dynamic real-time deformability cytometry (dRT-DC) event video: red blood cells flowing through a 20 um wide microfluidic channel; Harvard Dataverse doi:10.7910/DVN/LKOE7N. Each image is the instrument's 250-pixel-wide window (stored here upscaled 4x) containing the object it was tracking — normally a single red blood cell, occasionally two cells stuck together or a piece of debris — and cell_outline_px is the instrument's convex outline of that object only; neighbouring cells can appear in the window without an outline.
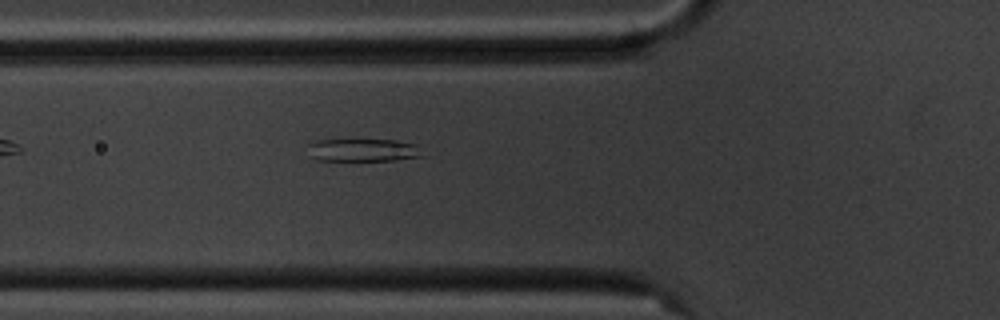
{"species": "common noctule bat (a hibernating species)", "species_latin": "Nyctalus noctula", "temperature_condition": "cold", "stored_images_in_passage": 38, "camera_frame_rate_fps": 3000, "um_per_image_px": 0.085, "animal": {"sex": "male", "body_mass_g": 20.1, "forearm_length_mm": 53.5}, "frame": {"image": 1, "passage_image": 3, "time_ms": 0.667, "image_size_px": [1000, 320], "cell_outline_px": [[428, 156], [392, 160], [316, 160], [308, 156], [308, 144], [320, 140], [396, 140], [416, 144]], "centroid_in_image_um": [30.9, 12.76], "position_along_channel_um": 94.9, "area_um2": 15.37}}
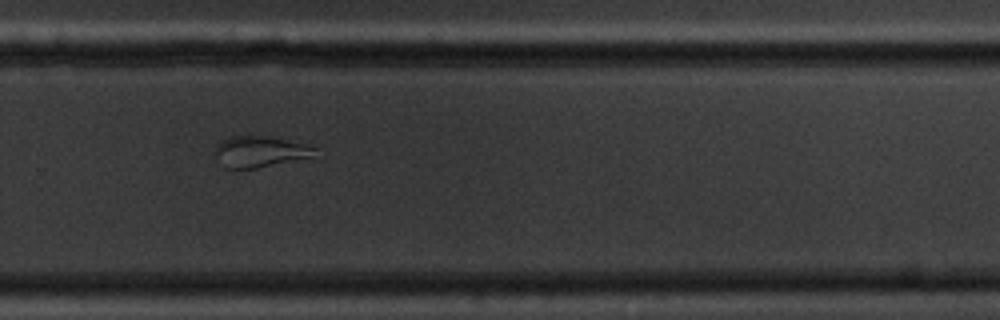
{"frame": {"image": 2, "passage_image": 21, "time_ms": 6.667, "image_size_px": [1000, 320], "cell_outline_px": [[316, 148], [312, 156], [256, 168], [224, 168], [212, 152], [216, 144], [220, 140], [232, 136], [248, 132], [252, 132], [304, 144]], "centroid_in_image_um": [21.95, 12.83], "position_along_channel_um": 307.8, "area_um2": 18.5}}
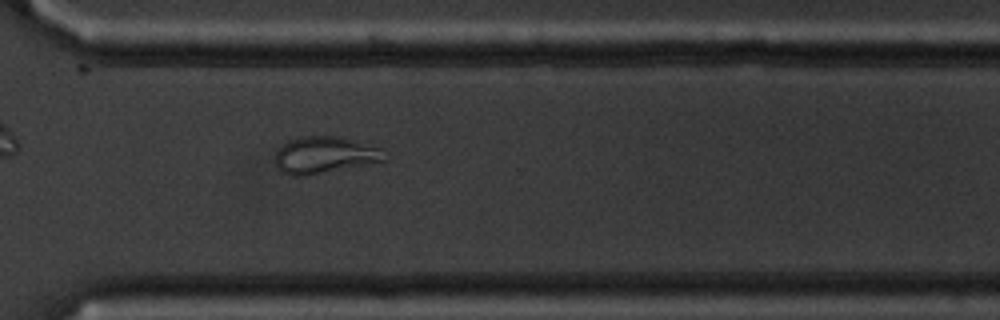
{"frame": {"image": 3, "passage_image": 24, "time_ms": 7.667, "image_size_px": [1000, 320], "cell_outline_px": [[388, 160], [308, 176], [292, 176], [280, 172], [276, 164], [276, 152], [288, 140], [300, 136], [340, 136], [380, 148]], "centroid_in_image_um": [27.58, 13.19], "position_along_channel_um": 343.0, "area_um2": 23.52}}